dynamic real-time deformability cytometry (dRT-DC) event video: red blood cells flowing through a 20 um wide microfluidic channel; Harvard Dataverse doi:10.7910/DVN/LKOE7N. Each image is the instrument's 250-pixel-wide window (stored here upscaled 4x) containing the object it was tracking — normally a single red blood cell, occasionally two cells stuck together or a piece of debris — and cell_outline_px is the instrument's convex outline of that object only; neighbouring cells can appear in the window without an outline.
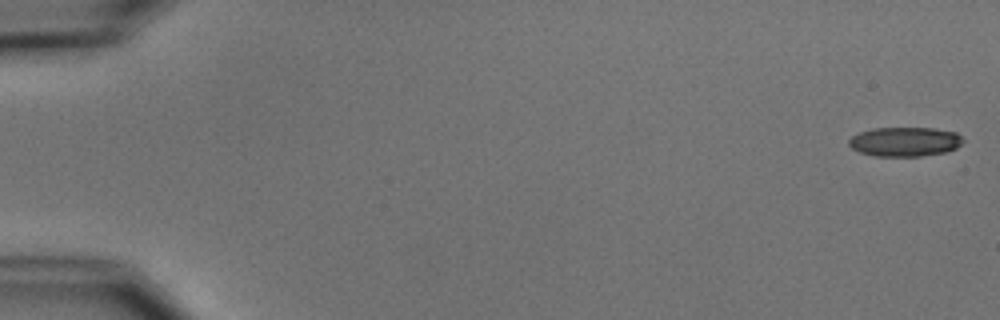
{"species": "common noctule bat (a hibernating species)", "species_latin": "Nyctalus noctula", "temperature_condition": "cold", "stored_images_in_passage": 54, "camera_frame_rate_fps": 3000, "um_per_image_px": 0.085, "animal": {"sex": "male", "body_mass_g": 15.6}, "frame": {"image": 1, "passage_image": 1, "time_ms": 0.0, "image_size_px": [1000, 320], "cell_outline_px": [[964, 140], [956, 148], [948, 152], [920, 156], [876, 156], [860, 152], [852, 148], [848, 144], [848, 140], [852, 136], [860, 132], [872, 128], [936, 128], [956, 132]], "centroid_in_image_um": [76.92, 12.04], "position_along_channel_um": 8.1, "area_um2": 19.59}}
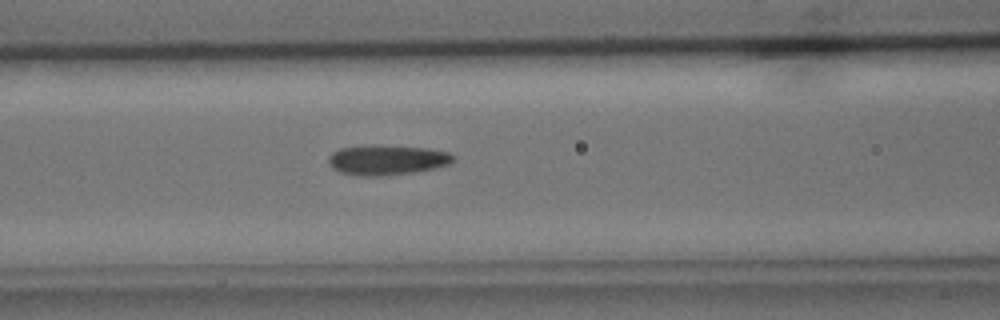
{"frame": {"image": 2, "passage_image": 23, "time_ms": 7.333, "image_size_px": [1000, 320], "cell_outline_px": [[452, 160], [448, 164], [432, 168], [408, 172], [380, 176], [360, 176], [340, 172], [332, 168], [328, 160], [328, 156], [332, 152], [340, 148], [376, 144], [428, 148], [448, 152], [452, 156]], "centroid_in_image_um": [32.81, 13.57], "position_along_channel_um": 133.8, "area_um2": 21.62}}
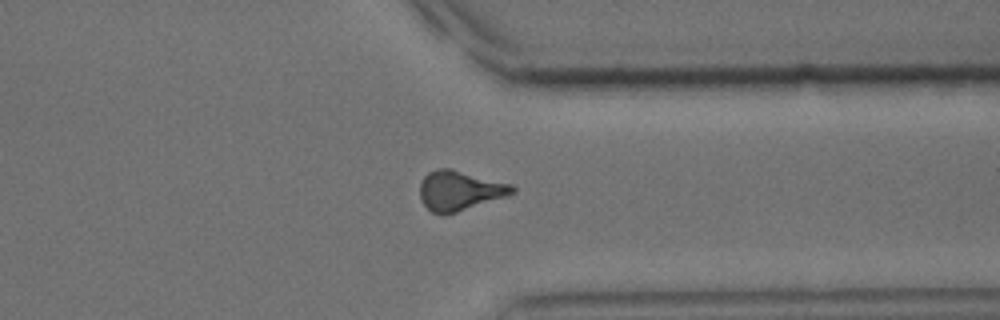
{"frame": {"image": 3, "passage_image": 42, "time_ms": 13.667, "image_size_px": [1000, 320], "cell_outline_px": [[516, 192], [508, 196], [444, 216], [432, 212], [420, 200], [420, 184], [424, 176], [428, 172], [436, 168], [452, 168], [512, 184], [516, 188]], "centroid_in_image_um": [39.08, 16.2], "position_along_channel_um": 372.3, "area_um2": 21.73}, "authors_computed_cell_mechanics": {"area_um2": 20.8658, "velocity_mm_per_s": 3.7876, "shape_relaxation_time_tau1_ms": 4.2785, "shape_relaxation_time_tau2_ms": 3.76, "deformation_change_tau1": 0.1113, "deformation_change_tau2": 0.1127}}